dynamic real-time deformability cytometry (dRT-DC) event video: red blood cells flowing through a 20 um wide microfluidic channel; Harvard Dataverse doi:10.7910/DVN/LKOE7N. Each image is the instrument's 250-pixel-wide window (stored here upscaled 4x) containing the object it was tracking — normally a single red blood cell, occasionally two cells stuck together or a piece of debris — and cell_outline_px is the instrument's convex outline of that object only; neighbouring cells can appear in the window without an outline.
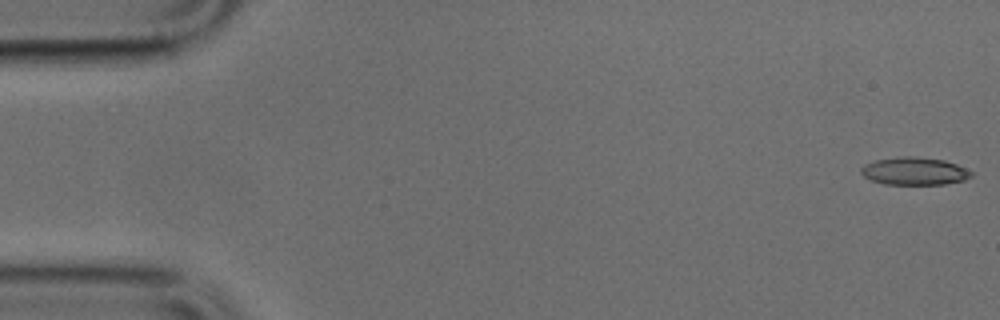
{"species": "common noctule bat (a hibernating species)", "species_latin": "Nyctalus noctula", "temperature_condition": "cold", "stored_images_in_passage": 5, "camera_frame_rate_fps": 3000, "um_per_image_px": 0.085, "animal": {"sex": "male", "body_mass_g": 17.9, "forearm_length_mm": 54.2}, "frame": {"image": 1, "passage_image": 1, "time_ms": 0.0, "image_size_px": [1000, 320], "cell_outline_px": [[972, 176], [964, 180], [944, 184], [884, 184], [872, 180], [864, 176], [860, 172], [860, 168], [864, 164], [876, 160], [896, 156], [912, 156], [944, 160], [956, 164], [972, 172]], "centroid_in_image_um": [77.69, 14.54], "position_along_channel_um": 7.3, "area_um2": 17.74}}